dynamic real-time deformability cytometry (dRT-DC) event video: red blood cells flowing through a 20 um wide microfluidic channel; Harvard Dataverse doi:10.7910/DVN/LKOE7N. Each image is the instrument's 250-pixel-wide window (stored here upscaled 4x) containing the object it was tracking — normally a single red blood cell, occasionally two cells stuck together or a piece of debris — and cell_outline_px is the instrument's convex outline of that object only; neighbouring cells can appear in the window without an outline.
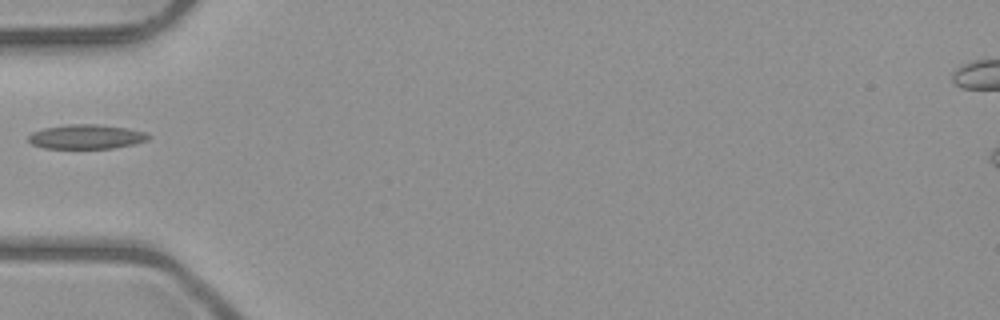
{"species": "common noctule bat (a hibernating species)", "species_latin": "Nyctalus noctula", "temperature_condition": "room temperature", "stored_images_in_passage": 2, "camera_frame_rate_fps": 3000, "um_per_image_px": 0.085, "animal": {"sex": "male", "body_mass_g": 23.1, "forearm_length_mm": 52.7}, "frame": {"image": 1, "passage_image": 2, "time_ms": 1.0, "image_size_px": [1000, 320], "cell_outline_px": [[152, 136], [148, 140], [132, 144], [112, 148], [44, 148], [32, 144], [28, 140], [28, 136], [32, 132], [44, 128], [68, 124], [96, 124], [128, 128], [148, 132]], "centroid_in_image_um": [7.36, 11.61], "position_along_channel_um": 77.6, "area_um2": 17.11}}